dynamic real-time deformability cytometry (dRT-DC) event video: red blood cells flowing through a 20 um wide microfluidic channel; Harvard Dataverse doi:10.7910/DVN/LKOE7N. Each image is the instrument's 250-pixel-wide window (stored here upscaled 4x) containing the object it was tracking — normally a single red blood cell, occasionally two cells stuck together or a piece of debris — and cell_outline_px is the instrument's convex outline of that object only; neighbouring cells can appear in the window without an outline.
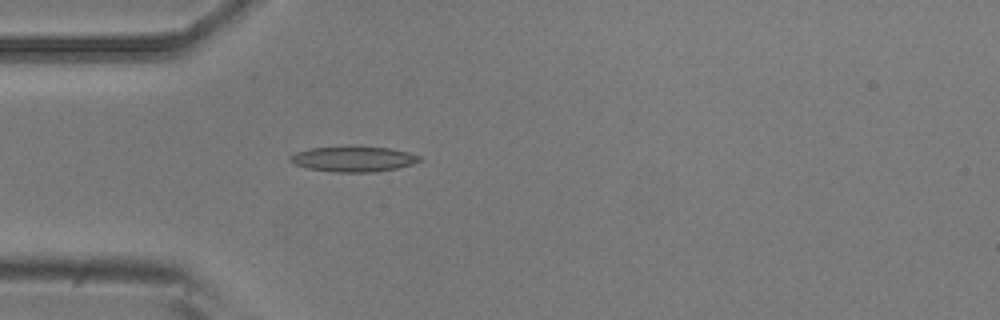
{"species": "common noctule bat (a hibernating species)", "species_latin": "Nyctalus noctula", "temperature_condition": "room temperature", "stored_images_in_passage": 3, "camera_frame_rate_fps": 3000, "um_per_image_px": 0.085, "animal": {"sex": "male", "body_mass_g": 20.5, "forearm_length_mm": 52.5}, "frame": {"image": 1, "passage_image": 3, "time_ms": 0.667, "image_size_px": [1000, 320], "cell_outline_px": [[424, 160], [412, 164], [396, 168], [376, 172], [332, 172], [308, 168], [296, 164], [288, 160], [288, 156], [296, 152], [308, 148], [348, 144], [356, 144], [392, 148], [408, 152], [420, 156]], "centroid_in_image_um": [30.03, 13.47], "position_along_channel_um": 55.0, "area_um2": 20.06}}